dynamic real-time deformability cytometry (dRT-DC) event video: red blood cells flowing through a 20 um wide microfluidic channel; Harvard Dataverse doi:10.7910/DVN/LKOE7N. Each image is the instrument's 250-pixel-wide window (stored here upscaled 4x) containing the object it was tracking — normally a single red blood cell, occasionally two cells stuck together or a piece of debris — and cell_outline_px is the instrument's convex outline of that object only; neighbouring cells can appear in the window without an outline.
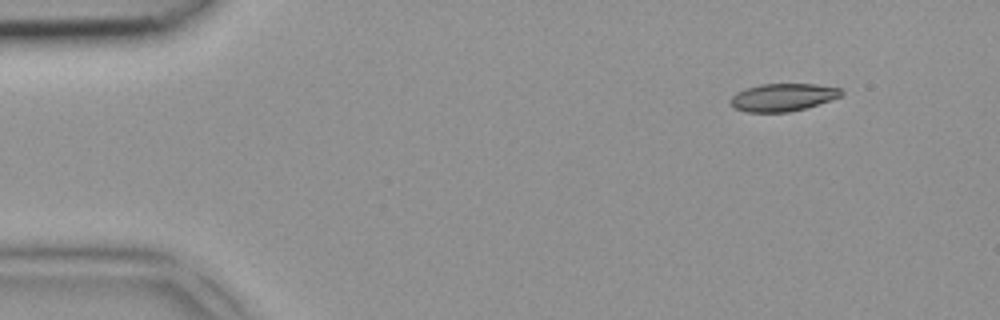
{"species": "common noctule bat (a hibernating species)", "species_latin": "Nyctalus noctula", "temperature_condition": "room temperature", "stored_images_in_passage": 3, "camera_frame_rate_fps": 3000, "um_per_image_px": 0.085, "animal": {"sex": "female", "body_mass_g": 18.4}, "frame": {"image": 1, "passage_image": 3, "time_ms": 0.667, "image_size_px": [1000, 320], "cell_outline_px": [[844, 92], [840, 96], [804, 108], [788, 112], [748, 112], [736, 108], [728, 104], [728, 100], [736, 92], [760, 84], [816, 84], [840, 88]], "centroid_in_image_um": [66.49, 8.26], "position_along_channel_um": 18.5, "area_um2": 17.69}}